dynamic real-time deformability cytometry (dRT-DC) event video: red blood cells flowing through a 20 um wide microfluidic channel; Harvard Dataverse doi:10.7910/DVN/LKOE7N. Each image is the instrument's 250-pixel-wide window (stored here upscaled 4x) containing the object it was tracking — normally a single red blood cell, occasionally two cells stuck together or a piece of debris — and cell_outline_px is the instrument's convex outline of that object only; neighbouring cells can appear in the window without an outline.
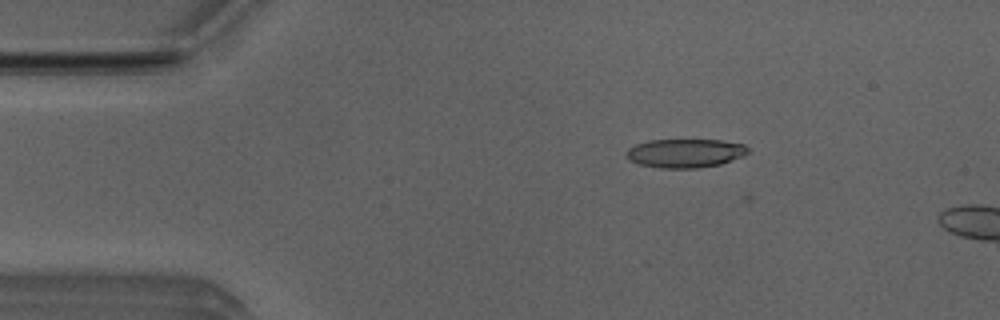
{"species": "Egyptian fruit bat (a non-hibernating species)", "species_latin": "Rousettus aegyptiacus", "temperature_condition": "room temperature", "stored_images_in_passage": 4, "camera_frame_rate_fps": 3000, "um_per_image_px": 0.085, "animal": {"sex": "male"}, "frame": {"image": 1, "passage_image": 3, "time_ms": 0.667, "image_size_px": [1000, 320], "cell_outline_px": [[748, 152], [740, 156], [720, 164], [700, 168], [660, 168], [640, 164], [624, 156], [624, 152], [628, 148], [636, 144], [648, 140], [720, 140], [744, 144], [748, 148]], "centroid_in_image_um": [58.19, 13.01], "position_along_channel_um": 26.8, "area_um2": 20.29}}